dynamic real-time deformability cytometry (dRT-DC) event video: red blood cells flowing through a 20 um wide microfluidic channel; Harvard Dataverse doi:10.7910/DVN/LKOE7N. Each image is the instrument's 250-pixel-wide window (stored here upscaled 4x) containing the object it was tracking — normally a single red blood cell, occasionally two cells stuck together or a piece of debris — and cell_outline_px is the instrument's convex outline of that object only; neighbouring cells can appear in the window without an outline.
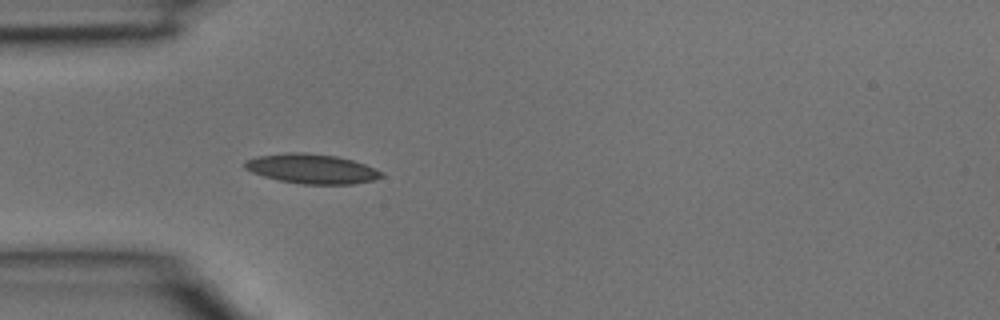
{"species": "common noctule bat (a hibernating species)", "species_latin": "Nyctalus noctula", "temperature_condition": "room temperature", "stored_images_in_passage": 29, "camera_frame_rate_fps": 3000, "um_per_image_px": 0.085, "animal": {"sex": "male", "body_mass_g": 15.6}, "frame": {"image": 1, "passage_image": 1, "time_ms": 0.0, "image_size_px": [1000, 320], "cell_outline_px": [[384, 176], [372, 180], [352, 184], [304, 184], [280, 180], [264, 176], [252, 172], [244, 168], [244, 160], [256, 156], [284, 152], [304, 152], [336, 156], [352, 160], [364, 164], [384, 172]], "centroid_in_image_um": [26.47, 14.33], "position_along_channel_um": 58.5, "area_um2": 23.58}}
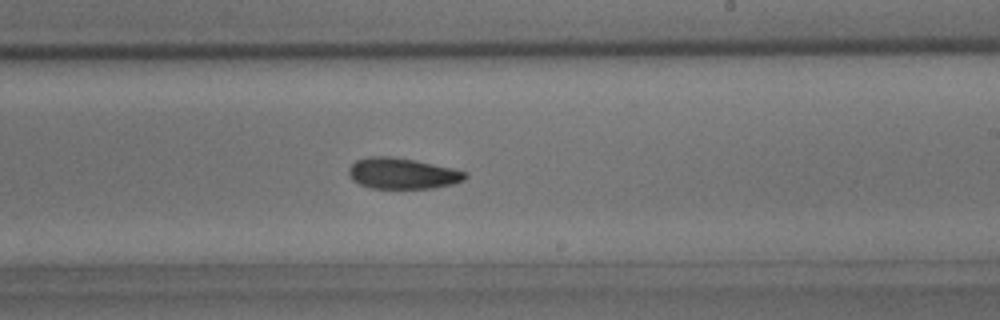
{"frame": {"image": 2, "passage_image": 13, "time_ms": 4.0, "image_size_px": [1000, 320], "cell_outline_px": [[468, 176], [464, 180], [452, 184], [432, 188], [372, 188], [360, 184], [352, 180], [348, 172], [348, 168], [356, 160], [368, 156], [388, 156], [416, 160], [452, 168], [468, 172]], "centroid_in_image_um": [34.2, 14.73], "position_along_channel_um": 254.8, "area_um2": 21.04}}
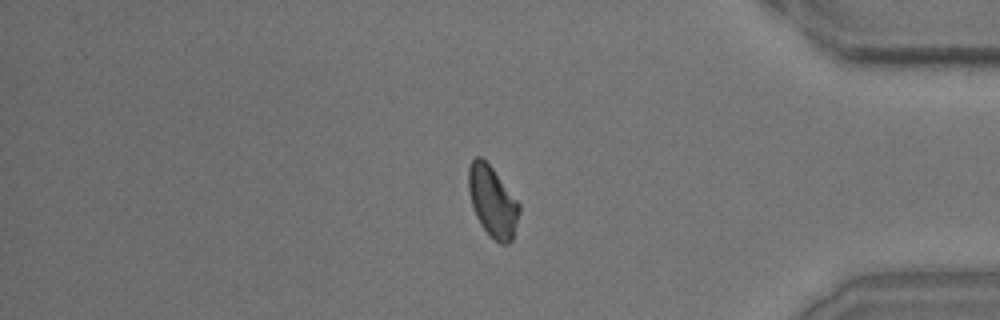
{"frame": {"image": 3, "passage_image": 23, "time_ms": 7.333, "image_size_px": [1000, 320], "cell_outline_px": [[520, 212], [512, 240], [508, 244], [500, 244], [480, 224], [476, 216], [468, 192], [468, 168], [472, 160], [476, 156], [480, 156], [492, 168], [520, 204]], "centroid_in_image_um": [41.86, 17.13], "position_along_channel_um": 393.3, "area_um2": 20.63}}